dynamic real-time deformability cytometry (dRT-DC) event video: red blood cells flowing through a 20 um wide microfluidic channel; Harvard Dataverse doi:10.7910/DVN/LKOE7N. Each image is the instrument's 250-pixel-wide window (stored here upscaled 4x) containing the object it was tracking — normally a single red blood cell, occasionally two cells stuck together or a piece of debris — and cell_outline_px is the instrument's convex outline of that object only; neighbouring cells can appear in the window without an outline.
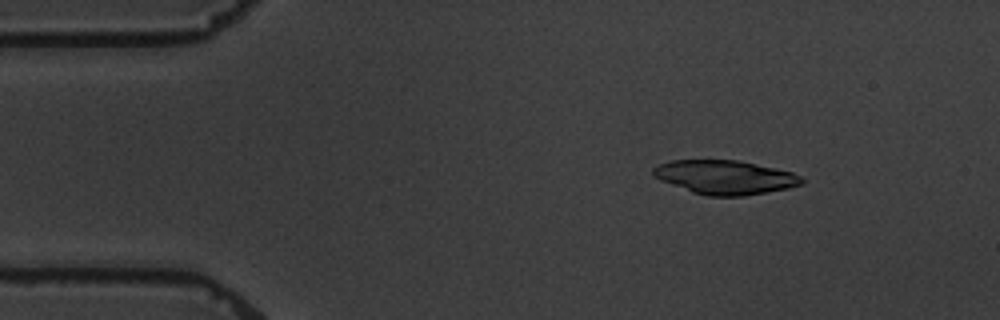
{"species": "common noctule bat (a hibernating species)", "species_latin": "Nyctalus noctula", "temperature_condition": "warm", "stored_images_in_passage": 5, "camera_frame_rate_fps": 3000, "um_per_image_px": 0.085, "animal": {"sex": "male", "body_mass_g": 19.5, "forearm_length_mm": 54.6}, "frame": {"image": 1, "passage_image": 2, "time_ms": 1.0, "image_size_px": [1000, 320], "cell_outline_px": [[804, 184], [788, 188], [744, 196], [708, 196], [692, 192], [660, 180], [652, 172], [652, 168], [660, 164], [672, 160], [736, 160], [776, 168], [792, 172], [800, 176], [804, 180]], "centroid_in_image_um": [61.64, 15.07], "position_along_channel_um": 23.4, "area_um2": 29.25}}